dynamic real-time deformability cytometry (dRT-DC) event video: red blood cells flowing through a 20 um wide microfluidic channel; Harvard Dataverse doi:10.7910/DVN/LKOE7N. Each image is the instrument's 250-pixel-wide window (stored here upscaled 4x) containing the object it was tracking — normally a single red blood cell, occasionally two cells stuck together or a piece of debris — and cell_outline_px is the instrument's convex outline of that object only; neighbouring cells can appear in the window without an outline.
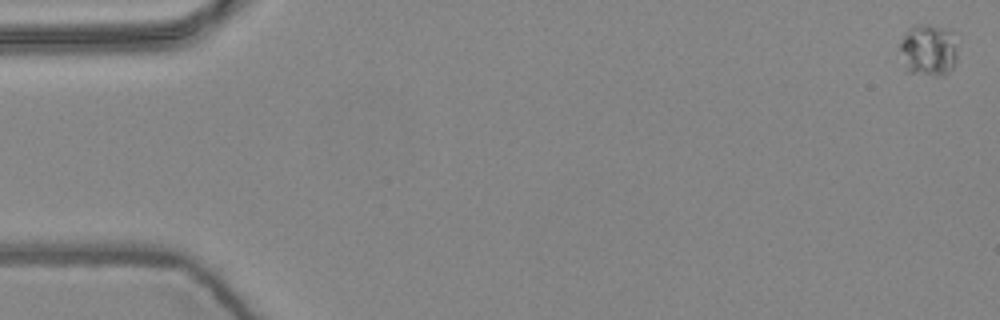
{"species": "common noctule bat (a hibernating species)", "species_latin": "Nyctalus noctula", "temperature_condition": "warm", "stored_images_in_passage": 6, "camera_frame_rate_fps": 3000, "um_per_image_px": 0.085, "animal": {"sex": "female", "body_mass_g": 24.6, "forearm_length_mm": 56.2}, "frame": {"image": 1, "passage_image": 1, "time_ms": 0.0, "image_size_px": [1000, 320], "cell_outline_px": [[956, 60], [952, 68], [944, 76], [940, 76], [908, 72], [900, 48], [900, 44], [904, 36], [916, 24], [928, 24], [944, 28], [952, 32], [956, 52]], "centroid_in_image_um": [78.94, 4.26], "position_along_channel_um": 6.1, "area_um2": 16.99}}
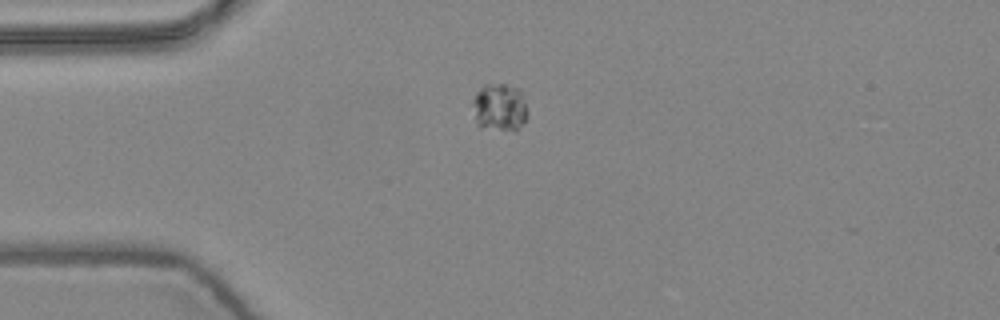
{"frame": {"image": 2, "passage_image": 5, "time_ms": 1.333, "image_size_px": [1000, 320], "cell_outline_px": [[528, 116], [524, 124], [516, 132], [480, 128], [476, 124], [472, 104], [472, 100], [476, 92], [484, 84], [504, 84], [520, 88], [528, 112]], "centroid_in_image_um": [42.47, 9.16], "position_along_channel_um": 42.5, "area_um2": 15.9}}